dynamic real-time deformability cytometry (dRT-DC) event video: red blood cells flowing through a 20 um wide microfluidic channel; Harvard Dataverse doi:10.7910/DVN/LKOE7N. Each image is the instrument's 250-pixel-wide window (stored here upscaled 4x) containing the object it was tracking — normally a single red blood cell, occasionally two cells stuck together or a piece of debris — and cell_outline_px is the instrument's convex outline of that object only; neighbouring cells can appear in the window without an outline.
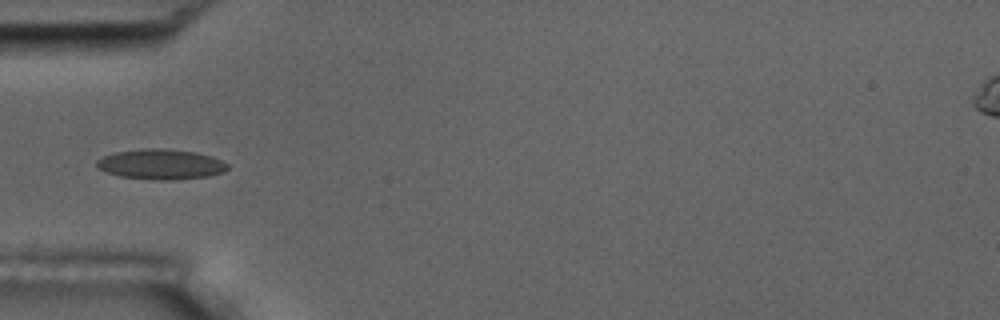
{"species": "common noctule bat (a hibernating species)", "species_latin": "Nyctalus noctula", "temperature_condition": "room temperature", "stored_images_in_passage": 8, "camera_frame_rate_fps": 3000, "um_per_image_px": 0.085, "animal": {"sex": "male", "body_mass_g": 17.5, "forearm_length_mm": 52.3}, "frame": {"image": 1, "passage_image": 6, "time_ms": 6.0, "image_size_px": [1000, 320], "cell_outline_px": [[228, 168], [224, 172], [208, 176], [172, 180], [156, 180], [120, 176], [104, 172], [96, 168], [96, 160], [104, 156], [116, 152], [140, 148], [164, 148], [196, 152], [212, 156], [228, 164]], "centroid_in_image_um": [13.65, 13.96], "position_along_channel_um": 71.4, "area_um2": 23.24}}